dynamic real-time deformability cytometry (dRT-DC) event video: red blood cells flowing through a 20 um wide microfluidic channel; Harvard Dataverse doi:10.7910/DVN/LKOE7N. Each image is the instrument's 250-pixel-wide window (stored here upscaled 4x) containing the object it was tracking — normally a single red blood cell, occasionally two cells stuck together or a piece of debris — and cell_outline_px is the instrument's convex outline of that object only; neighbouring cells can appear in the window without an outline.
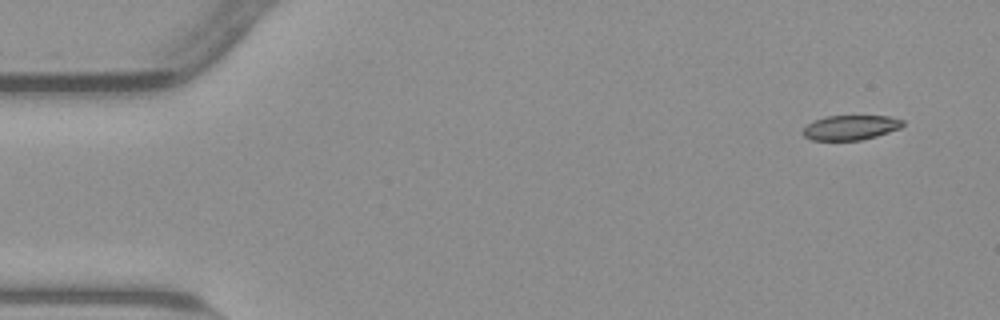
{"species": "common noctule bat (a hibernating species)", "species_latin": "Nyctalus noctula", "temperature_condition": "warm", "stored_images_in_passage": 52, "camera_frame_rate_fps": 3000, "um_per_image_px": 0.085, "animal": {"sex": "male", "body_mass_g": 23.1, "forearm_length_mm": 52.7}, "frame": {"image": 1, "passage_image": 1, "time_ms": 0.0, "image_size_px": [1000, 320], "cell_outline_px": [[904, 124], [900, 128], [876, 136], [860, 140], [812, 140], [804, 136], [804, 128], [808, 124], [824, 116], [888, 116], [904, 120]], "centroid_in_image_um": [72.32, 10.83], "position_along_channel_um": 12.7, "area_um2": 14.22}}
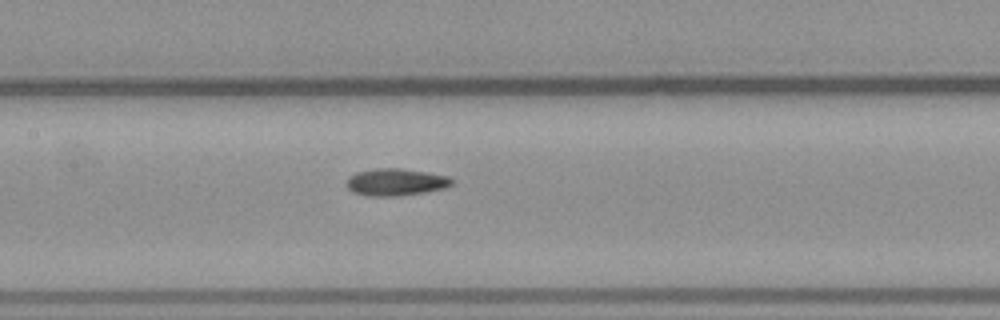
{"frame": {"image": 2, "passage_image": 23, "time_ms": 7.333, "image_size_px": [1000, 320], "cell_outline_px": [[456, 180], [452, 184], [444, 188], [424, 192], [400, 196], [368, 196], [352, 192], [344, 184], [348, 176], [356, 172], [376, 168], [400, 168], [448, 176]], "centroid_in_image_um": [33.6, 15.48], "position_along_channel_um": 173.8, "area_um2": 16.82}}
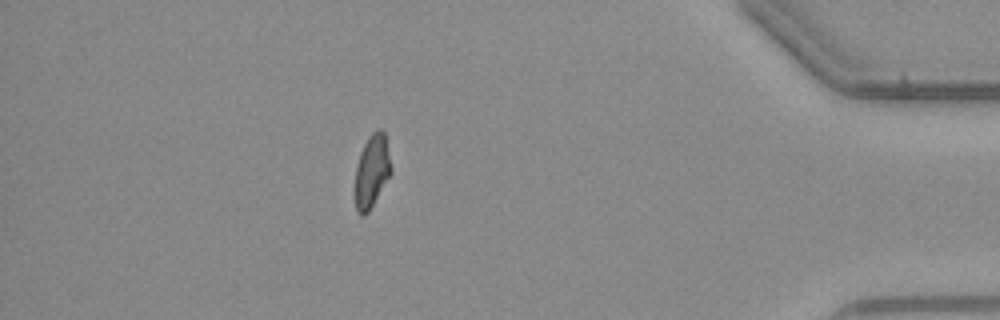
{"frame": {"image": 3, "passage_image": 45, "time_ms": 14.667, "image_size_px": [1000, 320], "cell_outline_px": [[392, 172], [368, 212], [364, 216], [360, 216], [356, 212], [352, 192], [356, 164], [360, 152], [368, 136], [376, 128], [380, 128], [384, 132], [392, 168]], "centroid_in_image_um": [31.55, 14.59], "position_along_channel_um": 403.7, "area_um2": 15.95}, "authors_computed_cell_mechanics": {"area_um2": 15.9528, "velocity_mm_per_s": 3.8201, "shape_relaxation_time_tau1_ms": null, "shape_relaxation_time_tau2_ms": 7.2747, "deformation_change_tau1": null, "deformation_change_tau2": 0.091}}